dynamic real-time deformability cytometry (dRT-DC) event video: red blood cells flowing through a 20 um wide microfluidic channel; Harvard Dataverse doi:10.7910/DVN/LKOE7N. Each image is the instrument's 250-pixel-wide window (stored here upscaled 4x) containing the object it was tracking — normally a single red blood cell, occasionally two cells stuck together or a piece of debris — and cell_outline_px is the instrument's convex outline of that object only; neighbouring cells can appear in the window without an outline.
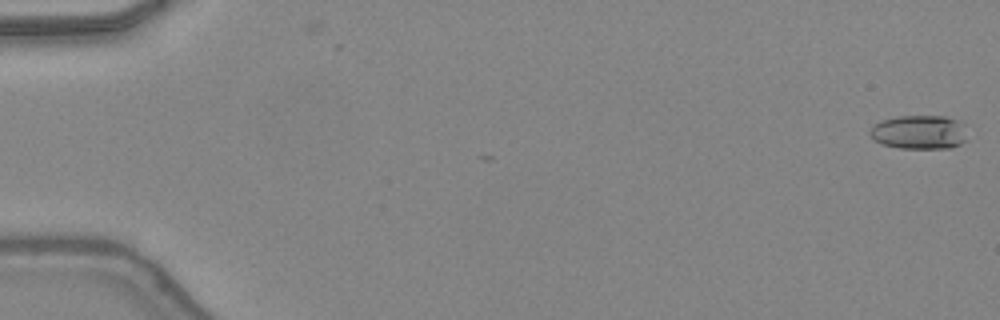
{"species": "common noctule bat (a hibernating species)", "species_latin": "Nyctalus noctula", "temperature_condition": "warm", "stored_images_in_passage": 4, "camera_frame_rate_fps": 3000, "um_per_image_px": 0.085, "animal": {"sex": "female", "body_mass_g": 24.6, "forearm_length_mm": 56.2}, "frame": {"image": 1, "passage_image": 1, "time_ms": 0.0, "image_size_px": [1000, 320], "cell_outline_px": [[964, 140], [960, 144], [952, 148], [900, 148], [880, 144], [872, 140], [868, 132], [872, 124], [880, 120], [896, 116], [944, 116], [956, 120], [964, 124]], "centroid_in_image_um": [78.04, 11.23], "position_along_channel_um": 7.0, "area_um2": 19.48}}